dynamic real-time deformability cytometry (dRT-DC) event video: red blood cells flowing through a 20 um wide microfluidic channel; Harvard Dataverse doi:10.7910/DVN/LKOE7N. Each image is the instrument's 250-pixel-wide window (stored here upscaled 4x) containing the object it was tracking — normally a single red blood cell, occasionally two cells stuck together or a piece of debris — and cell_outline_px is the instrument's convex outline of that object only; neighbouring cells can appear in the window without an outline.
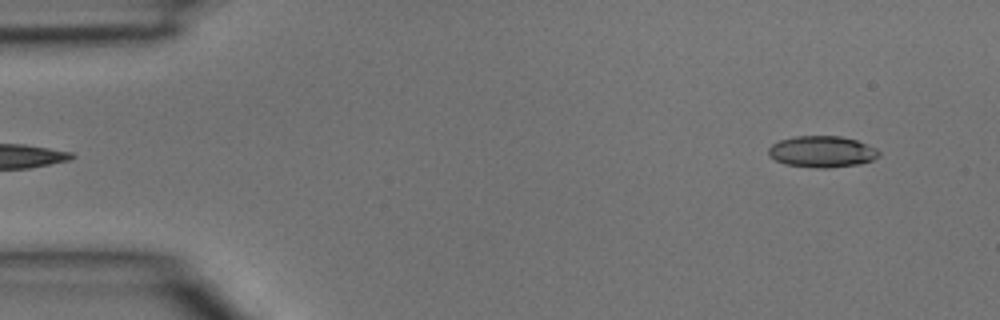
{"species": "common noctule bat (a hibernating species)", "species_latin": "Nyctalus noctula", "temperature_condition": "room temperature", "stored_images_in_passage": 4, "camera_frame_rate_fps": 3000, "um_per_image_px": 0.085, "animal": {"sex": "male", "body_mass_g": 15.6}, "frame": {"image": 1, "passage_image": 4, "time_ms": 1.0, "image_size_px": [1000, 320], "cell_outline_px": [[880, 156], [872, 160], [860, 164], [828, 168], [816, 168], [784, 164], [768, 156], [768, 148], [772, 144], [780, 140], [796, 136], [840, 136], [856, 140], [876, 148], [880, 152]], "centroid_in_image_um": [69.86, 12.9], "position_along_channel_um": 15.1, "area_um2": 20.29}}